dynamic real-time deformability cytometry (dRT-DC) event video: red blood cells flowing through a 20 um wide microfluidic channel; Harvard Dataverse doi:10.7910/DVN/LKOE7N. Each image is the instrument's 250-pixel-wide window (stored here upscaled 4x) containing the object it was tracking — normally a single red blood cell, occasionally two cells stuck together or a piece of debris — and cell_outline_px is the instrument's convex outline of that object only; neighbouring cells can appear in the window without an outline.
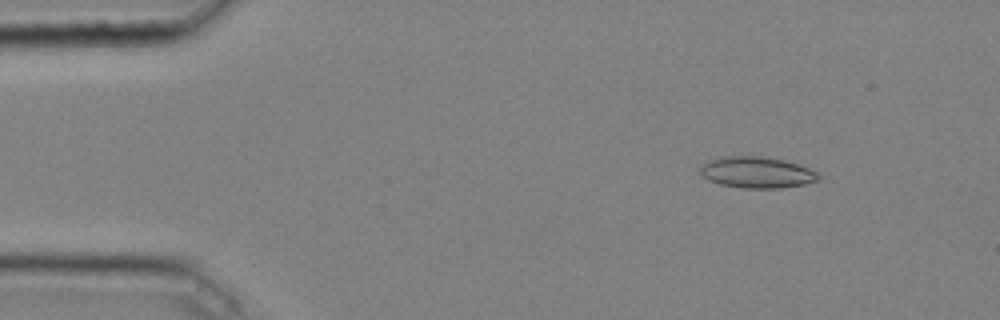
{"species": "common noctule bat (a hibernating species)", "species_latin": "Nyctalus noctula", "temperature_condition": "cold", "stored_images_in_passage": 42, "camera_frame_rate_fps": 3000, "um_per_image_px": 0.085, "animal": {"sex": "male", "body_mass_g": 20.4}, "frame": {"image": 1, "passage_image": 1, "time_ms": 0.0, "image_size_px": [1000, 320], "cell_outline_px": [[820, 180], [804, 184], [780, 188], [744, 188], [720, 184], [708, 180], [700, 172], [700, 168], [708, 160], [728, 156], [768, 156], [784, 160], [808, 168], [816, 172], [820, 176]], "centroid_in_image_um": [64.34, 14.65], "position_along_channel_um": 20.7, "area_um2": 21.44}}
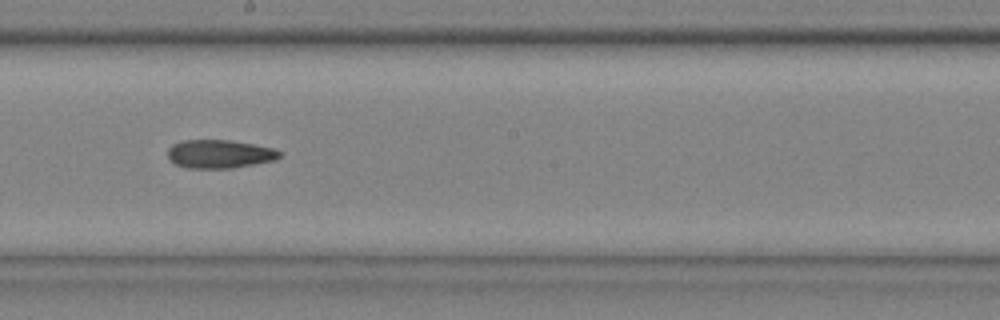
{"frame": {"image": 2, "passage_image": 22, "time_ms": 7.0, "image_size_px": [1000, 320], "cell_outline_px": [[280, 156], [276, 160], [232, 168], [188, 168], [176, 164], [168, 160], [168, 148], [172, 144], [184, 140], [232, 140], [272, 148], [280, 152]], "centroid_in_image_um": [18.63, 13.09], "position_along_channel_um": 229.6, "area_um2": 18.5}}
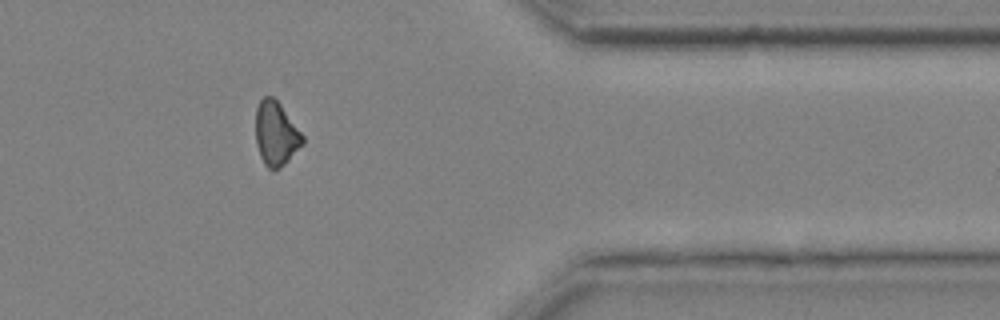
{"frame": {"image": 3, "passage_image": 35, "time_ms": 11.333, "image_size_px": [1000, 320], "cell_outline_px": [[304, 144], [280, 168], [268, 168], [264, 164], [260, 156], [256, 144], [256, 108], [260, 100], [264, 96], [272, 96], [280, 104], [304, 136]], "centroid_in_image_um": [23.45, 11.36], "position_along_channel_um": 387.9, "area_um2": 17.4}, "authors_computed_cell_mechanics": {"area_um2": 18.785, "velocity_mm_per_s": 4.0832, "shape_relaxation_time_tau1_ms": null, "shape_relaxation_time_tau2_ms": 7.6012, "deformation_change_tau1": null, "deformation_change_tau2": 0.1559}}